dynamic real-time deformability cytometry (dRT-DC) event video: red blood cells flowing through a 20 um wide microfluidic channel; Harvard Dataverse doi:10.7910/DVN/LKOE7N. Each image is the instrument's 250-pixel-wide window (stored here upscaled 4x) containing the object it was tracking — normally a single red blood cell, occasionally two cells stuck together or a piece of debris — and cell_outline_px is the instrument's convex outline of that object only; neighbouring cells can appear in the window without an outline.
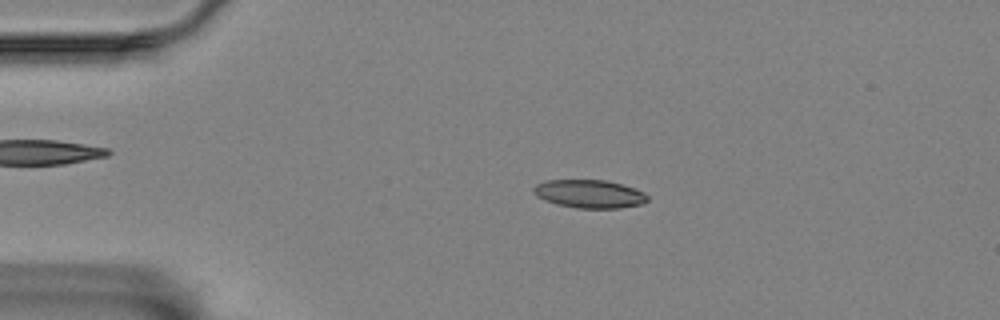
{"species": "Egyptian fruit bat (a non-hibernating species)", "species_latin": "Rousettus aegyptiacus", "temperature_condition": "room temperature", "stored_images_in_passage": 56, "camera_frame_rate_fps": 3000, "um_per_image_px": 0.085, "animal": {"sex": "female"}, "frame": {"image": 1, "passage_image": 11, "time_ms": 3.333, "image_size_px": [1000, 320], "cell_outline_px": [[648, 200], [640, 204], [620, 208], [576, 208], [556, 204], [544, 200], [536, 196], [532, 192], [532, 188], [536, 184], [548, 180], [604, 180], [620, 184], [644, 192], [648, 196]], "centroid_in_image_um": [50.05, 16.48], "position_along_channel_um": 34.9, "area_um2": 18.67}}
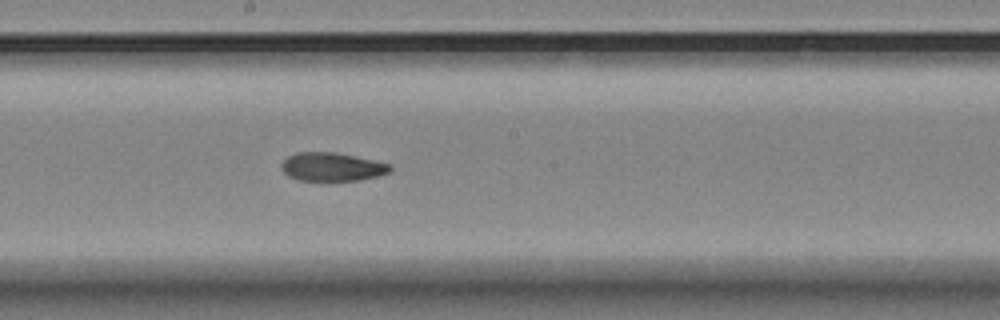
{"frame": {"image": 2, "passage_image": 30, "time_ms": 9.667, "image_size_px": [1000, 320], "cell_outline_px": [[392, 168], [388, 172], [376, 176], [360, 180], [328, 184], [300, 180], [288, 176], [280, 168], [280, 164], [288, 156], [296, 152], [336, 152], [392, 164]], "centroid_in_image_um": [28.19, 14.23], "position_along_channel_um": 220.0, "area_um2": 18.84}}
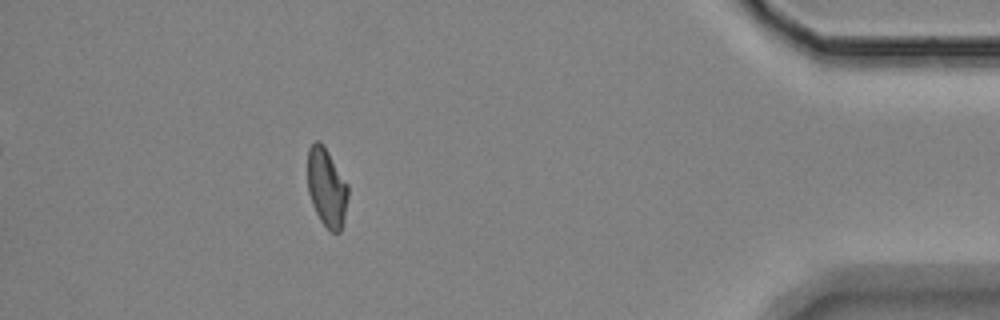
{"frame": {"image": 3, "passage_image": 50, "time_ms": 16.333, "image_size_px": [1000, 320], "cell_outline_px": [[348, 196], [344, 220], [340, 232], [332, 232], [320, 220], [312, 204], [308, 192], [308, 148], [316, 140], [320, 140], [324, 144], [348, 184]], "centroid_in_image_um": [27.77, 15.91], "position_along_channel_um": 407.4, "area_um2": 18.61}, "authors_computed_cell_mechanics": {"area_um2": 18.7561, "velocity_mm_per_s": 3.5289, "shape_relaxation_time_tau1_ms": 9.2663, "shape_relaxation_time_tau2_ms": 2.9776, "deformation_change_tau1": 0.2134, "deformation_change_tau2": 0.088}}